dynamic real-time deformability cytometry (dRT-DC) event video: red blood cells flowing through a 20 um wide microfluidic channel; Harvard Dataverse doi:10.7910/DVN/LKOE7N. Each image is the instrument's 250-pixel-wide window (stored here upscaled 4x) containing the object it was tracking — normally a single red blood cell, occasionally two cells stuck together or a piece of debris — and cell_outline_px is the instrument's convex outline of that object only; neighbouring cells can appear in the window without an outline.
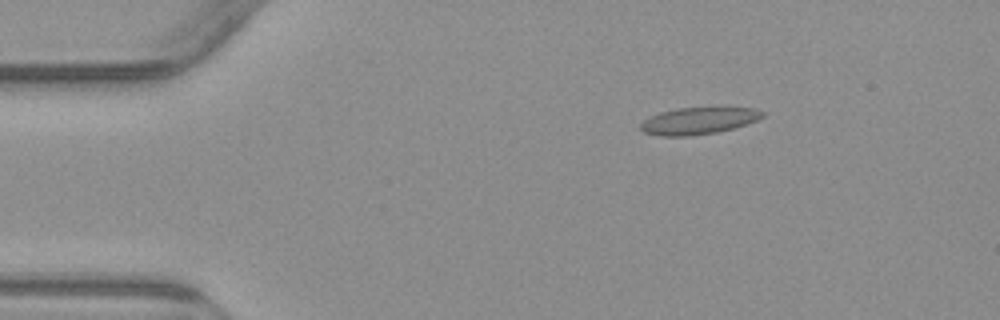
{"species": "common noctule bat (a hibernating species)", "species_latin": "Nyctalus noctula", "temperature_condition": "warm", "stored_images_in_passage": 5, "camera_frame_rate_fps": 3000, "um_per_image_px": 0.085, "animal": {"sex": "male", "body_mass_g": 23.1, "forearm_length_mm": 52.7}, "frame": {"image": 1, "passage_image": 3, "time_ms": 2.667, "image_size_px": [1000, 320], "cell_outline_px": [[764, 116], [756, 120], [732, 128], [716, 132], [688, 136], [660, 136], [644, 132], [640, 128], [640, 124], [644, 120], [660, 112], [676, 108], [716, 104], [724, 104], [752, 108], [764, 112]], "centroid_in_image_um": [59.42, 10.2], "position_along_channel_um": 25.6, "area_um2": 19.94}}